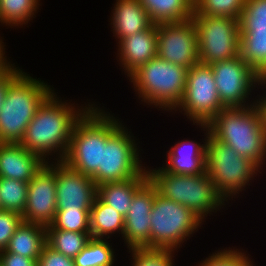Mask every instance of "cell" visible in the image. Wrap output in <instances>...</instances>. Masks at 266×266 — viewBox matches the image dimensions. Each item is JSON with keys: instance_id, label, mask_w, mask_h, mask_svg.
Instances as JSON below:
<instances>
[{"instance_id": "1", "label": "cell", "mask_w": 266, "mask_h": 266, "mask_svg": "<svg viewBox=\"0 0 266 266\" xmlns=\"http://www.w3.org/2000/svg\"><path fill=\"white\" fill-rule=\"evenodd\" d=\"M56 93L54 90L38 107L20 142L47 163L64 160L77 121L93 105L85 102V106H76Z\"/></svg>"}, {"instance_id": "2", "label": "cell", "mask_w": 266, "mask_h": 266, "mask_svg": "<svg viewBox=\"0 0 266 266\" xmlns=\"http://www.w3.org/2000/svg\"><path fill=\"white\" fill-rule=\"evenodd\" d=\"M117 118L93 102L77 121L63 161L92 178L102 169V145H106L108 138L123 124V120Z\"/></svg>"}, {"instance_id": "3", "label": "cell", "mask_w": 266, "mask_h": 266, "mask_svg": "<svg viewBox=\"0 0 266 266\" xmlns=\"http://www.w3.org/2000/svg\"><path fill=\"white\" fill-rule=\"evenodd\" d=\"M207 125L212 136L240 156L255 162L263 171L266 132L254 104L249 107H224Z\"/></svg>"}, {"instance_id": "4", "label": "cell", "mask_w": 266, "mask_h": 266, "mask_svg": "<svg viewBox=\"0 0 266 266\" xmlns=\"http://www.w3.org/2000/svg\"><path fill=\"white\" fill-rule=\"evenodd\" d=\"M53 91V86L23 71L9 85L0 108V143H20L38 107Z\"/></svg>"}, {"instance_id": "5", "label": "cell", "mask_w": 266, "mask_h": 266, "mask_svg": "<svg viewBox=\"0 0 266 266\" xmlns=\"http://www.w3.org/2000/svg\"><path fill=\"white\" fill-rule=\"evenodd\" d=\"M187 71L156 56L135 70L128 79L143 105L173 112L183 99Z\"/></svg>"}, {"instance_id": "6", "label": "cell", "mask_w": 266, "mask_h": 266, "mask_svg": "<svg viewBox=\"0 0 266 266\" xmlns=\"http://www.w3.org/2000/svg\"><path fill=\"white\" fill-rule=\"evenodd\" d=\"M149 180L160 195L191 209L203 221L220 211L227 202L218 192L207 172L199 175H179L162 167H147ZM220 208V209H219Z\"/></svg>"}, {"instance_id": "7", "label": "cell", "mask_w": 266, "mask_h": 266, "mask_svg": "<svg viewBox=\"0 0 266 266\" xmlns=\"http://www.w3.org/2000/svg\"><path fill=\"white\" fill-rule=\"evenodd\" d=\"M260 170L262 169L255 162L240 156L210 134L207 142L206 172L227 203L228 200L238 198L240 192L246 190L257 174L262 173Z\"/></svg>"}, {"instance_id": "8", "label": "cell", "mask_w": 266, "mask_h": 266, "mask_svg": "<svg viewBox=\"0 0 266 266\" xmlns=\"http://www.w3.org/2000/svg\"><path fill=\"white\" fill-rule=\"evenodd\" d=\"M150 249H171L178 252L205 222L191 209L160 195L155 186L151 210Z\"/></svg>"}, {"instance_id": "9", "label": "cell", "mask_w": 266, "mask_h": 266, "mask_svg": "<svg viewBox=\"0 0 266 266\" xmlns=\"http://www.w3.org/2000/svg\"><path fill=\"white\" fill-rule=\"evenodd\" d=\"M127 125L123 124L102 145V169L92 177L96 186L106 182H122L136 177L138 174H148L147 165L140 160L138 143ZM140 155V156H139Z\"/></svg>"}, {"instance_id": "10", "label": "cell", "mask_w": 266, "mask_h": 266, "mask_svg": "<svg viewBox=\"0 0 266 266\" xmlns=\"http://www.w3.org/2000/svg\"><path fill=\"white\" fill-rule=\"evenodd\" d=\"M198 37L199 63L215 62L239 56V20L232 17L193 15Z\"/></svg>"}, {"instance_id": "11", "label": "cell", "mask_w": 266, "mask_h": 266, "mask_svg": "<svg viewBox=\"0 0 266 266\" xmlns=\"http://www.w3.org/2000/svg\"><path fill=\"white\" fill-rule=\"evenodd\" d=\"M223 108L210 65L198 63L189 68L184 96L175 113L183 111L192 125L208 124Z\"/></svg>"}, {"instance_id": "12", "label": "cell", "mask_w": 266, "mask_h": 266, "mask_svg": "<svg viewBox=\"0 0 266 266\" xmlns=\"http://www.w3.org/2000/svg\"><path fill=\"white\" fill-rule=\"evenodd\" d=\"M210 67L220 102L224 107H249L255 102L251 94L253 90L264 88V79L240 56L212 63ZM251 98L253 99L250 101Z\"/></svg>"}, {"instance_id": "13", "label": "cell", "mask_w": 266, "mask_h": 266, "mask_svg": "<svg viewBox=\"0 0 266 266\" xmlns=\"http://www.w3.org/2000/svg\"><path fill=\"white\" fill-rule=\"evenodd\" d=\"M157 56L186 68L199 63L198 37L193 19L157 24Z\"/></svg>"}, {"instance_id": "14", "label": "cell", "mask_w": 266, "mask_h": 266, "mask_svg": "<svg viewBox=\"0 0 266 266\" xmlns=\"http://www.w3.org/2000/svg\"><path fill=\"white\" fill-rule=\"evenodd\" d=\"M57 211L56 161L46 163L28 183L23 221L49 225Z\"/></svg>"}, {"instance_id": "15", "label": "cell", "mask_w": 266, "mask_h": 266, "mask_svg": "<svg viewBox=\"0 0 266 266\" xmlns=\"http://www.w3.org/2000/svg\"><path fill=\"white\" fill-rule=\"evenodd\" d=\"M97 186L90 176L83 175L64 161H56L57 210H90Z\"/></svg>"}, {"instance_id": "16", "label": "cell", "mask_w": 266, "mask_h": 266, "mask_svg": "<svg viewBox=\"0 0 266 266\" xmlns=\"http://www.w3.org/2000/svg\"><path fill=\"white\" fill-rule=\"evenodd\" d=\"M155 198V185L148 180L135 194L124 217L122 240L128 249H150L151 210Z\"/></svg>"}, {"instance_id": "17", "label": "cell", "mask_w": 266, "mask_h": 266, "mask_svg": "<svg viewBox=\"0 0 266 266\" xmlns=\"http://www.w3.org/2000/svg\"><path fill=\"white\" fill-rule=\"evenodd\" d=\"M204 132V141L186 139L175 142L166 153V160L162 168L172 174L199 175L206 172L207 142L210 129L207 124H197ZM203 143V144H201Z\"/></svg>"}, {"instance_id": "18", "label": "cell", "mask_w": 266, "mask_h": 266, "mask_svg": "<svg viewBox=\"0 0 266 266\" xmlns=\"http://www.w3.org/2000/svg\"><path fill=\"white\" fill-rule=\"evenodd\" d=\"M117 61L122 71L129 77L140 66L157 56V24L123 38L117 43Z\"/></svg>"}, {"instance_id": "19", "label": "cell", "mask_w": 266, "mask_h": 266, "mask_svg": "<svg viewBox=\"0 0 266 266\" xmlns=\"http://www.w3.org/2000/svg\"><path fill=\"white\" fill-rule=\"evenodd\" d=\"M46 163L20 143H0V177L29 183Z\"/></svg>"}, {"instance_id": "20", "label": "cell", "mask_w": 266, "mask_h": 266, "mask_svg": "<svg viewBox=\"0 0 266 266\" xmlns=\"http://www.w3.org/2000/svg\"><path fill=\"white\" fill-rule=\"evenodd\" d=\"M109 19L118 43L130 35L147 29L152 22L139 0H116Z\"/></svg>"}, {"instance_id": "21", "label": "cell", "mask_w": 266, "mask_h": 266, "mask_svg": "<svg viewBox=\"0 0 266 266\" xmlns=\"http://www.w3.org/2000/svg\"><path fill=\"white\" fill-rule=\"evenodd\" d=\"M148 180V174H138L122 182H106L97 186V197L125 217L134 194Z\"/></svg>"}, {"instance_id": "22", "label": "cell", "mask_w": 266, "mask_h": 266, "mask_svg": "<svg viewBox=\"0 0 266 266\" xmlns=\"http://www.w3.org/2000/svg\"><path fill=\"white\" fill-rule=\"evenodd\" d=\"M46 244V226L22 221L5 250L9 253L38 259Z\"/></svg>"}, {"instance_id": "23", "label": "cell", "mask_w": 266, "mask_h": 266, "mask_svg": "<svg viewBox=\"0 0 266 266\" xmlns=\"http://www.w3.org/2000/svg\"><path fill=\"white\" fill-rule=\"evenodd\" d=\"M124 217L111 206L95 197L90 209V234L92 238L110 239L124 233Z\"/></svg>"}, {"instance_id": "24", "label": "cell", "mask_w": 266, "mask_h": 266, "mask_svg": "<svg viewBox=\"0 0 266 266\" xmlns=\"http://www.w3.org/2000/svg\"><path fill=\"white\" fill-rule=\"evenodd\" d=\"M154 24L182 22L193 16V0H139Z\"/></svg>"}, {"instance_id": "25", "label": "cell", "mask_w": 266, "mask_h": 266, "mask_svg": "<svg viewBox=\"0 0 266 266\" xmlns=\"http://www.w3.org/2000/svg\"><path fill=\"white\" fill-rule=\"evenodd\" d=\"M239 56L266 79V29L240 30Z\"/></svg>"}, {"instance_id": "26", "label": "cell", "mask_w": 266, "mask_h": 266, "mask_svg": "<svg viewBox=\"0 0 266 266\" xmlns=\"http://www.w3.org/2000/svg\"><path fill=\"white\" fill-rule=\"evenodd\" d=\"M39 3L40 0H0V23L8 28L28 24L39 12Z\"/></svg>"}, {"instance_id": "27", "label": "cell", "mask_w": 266, "mask_h": 266, "mask_svg": "<svg viewBox=\"0 0 266 266\" xmlns=\"http://www.w3.org/2000/svg\"><path fill=\"white\" fill-rule=\"evenodd\" d=\"M90 233L70 232L55 228H46L47 245L64 256L74 258L91 239Z\"/></svg>"}, {"instance_id": "28", "label": "cell", "mask_w": 266, "mask_h": 266, "mask_svg": "<svg viewBox=\"0 0 266 266\" xmlns=\"http://www.w3.org/2000/svg\"><path fill=\"white\" fill-rule=\"evenodd\" d=\"M108 239L91 238L73 258L75 266H114L116 254ZM115 254V255H114Z\"/></svg>"}, {"instance_id": "29", "label": "cell", "mask_w": 266, "mask_h": 266, "mask_svg": "<svg viewBox=\"0 0 266 266\" xmlns=\"http://www.w3.org/2000/svg\"><path fill=\"white\" fill-rule=\"evenodd\" d=\"M28 183L16 179L0 177L1 210L23 214L27 202Z\"/></svg>"}, {"instance_id": "30", "label": "cell", "mask_w": 266, "mask_h": 266, "mask_svg": "<svg viewBox=\"0 0 266 266\" xmlns=\"http://www.w3.org/2000/svg\"><path fill=\"white\" fill-rule=\"evenodd\" d=\"M246 0H193V15L232 17L239 20Z\"/></svg>"}, {"instance_id": "31", "label": "cell", "mask_w": 266, "mask_h": 266, "mask_svg": "<svg viewBox=\"0 0 266 266\" xmlns=\"http://www.w3.org/2000/svg\"><path fill=\"white\" fill-rule=\"evenodd\" d=\"M46 228L90 233V210H57L53 221Z\"/></svg>"}, {"instance_id": "32", "label": "cell", "mask_w": 266, "mask_h": 266, "mask_svg": "<svg viewBox=\"0 0 266 266\" xmlns=\"http://www.w3.org/2000/svg\"><path fill=\"white\" fill-rule=\"evenodd\" d=\"M131 266H174L175 251L171 249H128ZM133 263V264H132Z\"/></svg>"}, {"instance_id": "33", "label": "cell", "mask_w": 266, "mask_h": 266, "mask_svg": "<svg viewBox=\"0 0 266 266\" xmlns=\"http://www.w3.org/2000/svg\"><path fill=\"white\" fill-rule=\"evenodd\" d=\"M198 266H254V264L249 257V253L247 255L244 249L229 247L212 252Z\"/></svg>"}, {"instance_id": "34", "label": "cell", "mask_w": 266, "mask_h": 266, "mask_svg": "<svg viewBox=\"0 0 266 266\" xmlns=\"http://www.w3.org/2000/svg\"><path fill=\"white\" fill-rule=\"evenodd\" d=\"M240 30L266 29V0H246L239 19Z\"/></svg>"}, {"instance_id": "35", "label": "cell", "mask_w": 266, "mask_h": 266, "mask_svg": "<svg viewBox=\"0 0 266 266\" xmlns=\"http://www.w3.org/2000/svg\"><path fill=\"white\" fill-rule=\"evenodd\" d=\"M22 221L23 217L21 214L13 211L0 210V251L7 248L10 238Z\"/></svg>"}, {"instance_id": "36", "label": "cell", "mask_w": 266, "mask_h": 266, "mask_svg": "<svg viewBox=\"0 0 266 266\" xmlns=\"http://www.w3.org/2000/svg\"><path fill=\"white\" fill-rule=\"evenodd\" d=\"M37 266H75L73 258L64 256L47 244L37 260Z\"/></svg>"}, {"instance_id": "37", "label": "cell", "mask_w": 266, "mask_h": 266, "mask_svg": "<svg viewBox=\"0 0 266 266\" xmlns=\"http://www.w3.org/2000/svg\"><path fill=\"white\" fill-rule=\"evenodd\" d=\"M15 63H10L1 73H0V108L4 103V99L7 93L9 85L23 72L19 66L14 65Z\"/></svg>"}, {"instance_id": "38", "label": "cell", "mask_w": 266, "mask_h": 266, "mask_svg": "<svg viewBox=\"0 0 266 266\" xmlns=\"http://www.w3.org/2000/svg\"><path fill=\"white\" fill-rule=\"evenodd\" d=\"M37 260L9 253L6 250L0 251V266H37Z\"/></svg>"}, {"instance_id": "39", "label": "cell", "mask_w": 266, "mask_h": 266, "mask_svg": "<svg viewBox=\"0 0 266 266\" xmlns=\"http://www.w3.org/2000/svg\"><path fill=\"white\" fill-rule=\"evenodd\" d=\"M264 86V89H266V79L264 80ZM262 95L256 96L257 98H255L254 105L259 112L261 124L266 132V91H264Z\"/></svg>"}, {"instance_id": "40", "label": "cell", "mask_w": 266, "mask_h": 266, "mask_svg": "<svg viewBox=\"0 0 266 266\" xmlns=\"http://www.w3.org/2000/svg\"><path fill=\"white\" fill-rule=\"evenodd\" d=\"M7 60V55L0 61V73L11 63Z\"/></svg>"}, {"instance_id": "41", "label": "cell", "mask_w": 266, "mask_h": 266, "mask_svg": "<svg viewBox=\"0 0 266 266\" xmlns=\"http://www.w3.org/2000/svg\"><path fill=\"white\" fill-rule=\"evenodd\" d=\"M4 40L2 39V37H0V61L5 57V45H4Z\"/></svg>"}]
</instances>
